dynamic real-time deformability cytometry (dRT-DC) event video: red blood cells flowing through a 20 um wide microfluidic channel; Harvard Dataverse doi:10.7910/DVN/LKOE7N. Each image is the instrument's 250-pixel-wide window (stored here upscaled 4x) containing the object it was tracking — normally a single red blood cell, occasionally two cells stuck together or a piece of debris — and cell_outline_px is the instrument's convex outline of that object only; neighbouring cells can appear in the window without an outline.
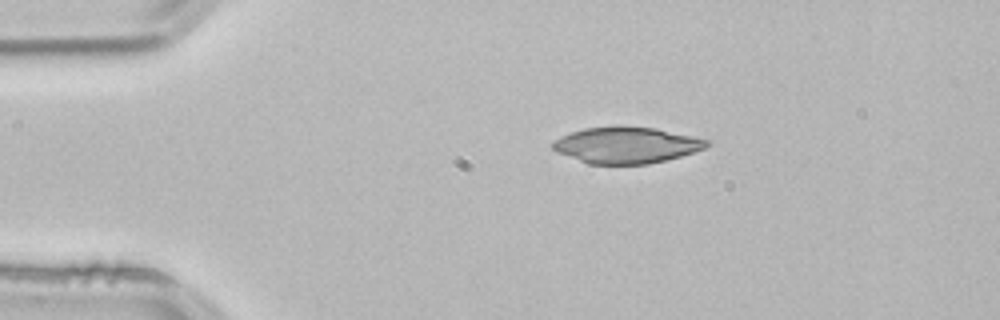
{"species": "common noctule bat (a hibernating species)", "species_latin": "Nyctalus noctula", "temperature_condition": "room temperature", "stored_images_in_passage": 43, "camera_frame_rate_fps": 3000, "um_per_image_px": 0.085, "animal": {"sex": "male", "body_mass_g": 21.5, "forearm_length_mm": 52.0}, "frame": {"image": 1, "passage_image": 1, "time_ms": 0.0, "image_size_px": [1000, 320], "cell_outline_px": [[712, 144], [704, 148], [680, 156], [648, 164], [588, 164], [556, 152], [552, 148], [552, 140], [560, 136], [584, 128], [616, 124], [620, 124], [656, 128], [712, 140]], "centroid_in_image_um": [53.22, 12.3], "position_along_channel_um": 31.8, "area_um2": 33.18}}